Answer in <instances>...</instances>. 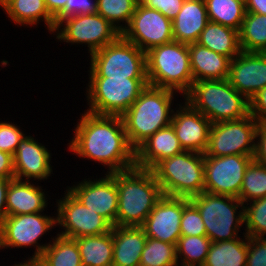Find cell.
<instances>
[{
  "label": "cell",
  "mask_w": 266,
  "mask_h": 266,
  "mask_svg": "<svg viewBox=\"0 0 266 266\" xmlns=\"http://www.w3.org/2000/svg\"><path fill=\"white\" fill-rule=\"evenodd\" d=\"M80 118L68 143L70 153L100 163L106 173L135 167V150L128 142L121 116L84 111Z\"/></svg>",
  "instance_id": "1"
},
{
  "label": "cell",
  "mask_w": 266,
  "mask_h": 266,
  "mask_svg": "<svg viewBox=\"0 0 266 266\" xmlns=\"http://www.w3.org/2000/svg\"><path fill=\"white\" fill-rule=\"evenodd\" d=\"M118 209L116 226H141L163 196L155 174L133 167L116 172Z\"/></svg>",
  "instance_id": "2"
},
{
  "label": "cell",
  "mask_w": 266,
  "mask_h": 266,
  "mask_svg": "<svg viewBox=\"0 0 266 266\" xmlns=\"http://www.w3.org/2000/svg\"><path fill=\"white\" fill-rule=\"evenodd\" d=\"M174 95L178 94L173 90L148 85L121 116L128 142L134 150L156 131L171 124Z\"/></svg>",
  "instance_id": "3"
},
{
  "label": "cell",
  "mask_w": 266,
  "mask_h": 266,
  "mask_svg": "<svg viewBox=\"0 0 266 266\" xmlns=\"http://www.w3.org/2000/svg\"><path fill=\"white\" fill-rule=\"evenodd\" d=\"M183 97L212 124L239 120L249 115V100L228 79L193 82Z\"/></svg>",
  "instance_id": "4"
},
{
  "label": "cell",
  "mask_w": 266,
  "mask_h": 266,
  "mask_svg": "<svg viewBox=\"0 0 266 266\" xmlns=\"http://www.w3.org/2000/svg\"><path fill=\"white\" fill-rule=\"evenodd\" d=\"M147 79L151 86L173 90L181 96L191 88L188 44L172 41L146 52Z\"/></svg>",
  "instance_id": "5"
},
{
  "label": "cell",
  "mask_w": 266,
  "mask_h": 266,
  "mask_svg": "<svg viewBox=\"0 0 266 266\" xmlns=\"http://www.w3.org/2000/svg\"><path fill=\"white\" fill-rule=\"evenodd\" d=\"M163 195L192 198L204 192V153L183 151L153 169Z\"/></svg>",
  "instance_id": "6"
},
{
  "label": "cell",
  "mask_w": 266,
  "mask_h": 266,
  "mask_svg": "<svg viewBox=\"0 0 266 266\" xmlns=\"http://www.w3.org/2000/svg\"><path fill=\"white\" fill-rule=\"evenodd\" d=\"M189 201L198 209L207 237L212 242L242 237L240 233L241 228H244V204L238 197L204 191L189 198Z\"/></svg>",
  "instance_id": "7"
},
{
  "label": "cell",
  "mask_w": 266,
  "mask_h": 266,
  "mask_svg": "<svg viewBox=\"0 0 266 266\" xmlns=\"http://www.w3.org/2000/svg\"><path fill=\"white\" fill-rule=\"evenodd\" d=\"M85 111L96 115L122 116L149 85L147 78L89 77Z\"/></svg>",
  "instance_id": "8"
},
{
  "label": "cell",
  "mask_w": 266,
  "mask_h": 266,
  "mask_svg": "<svg viewBox=\"0 0 266 266\" xmlns=\"http://www.w3.org/2000/svg\"><path fill=\"white\" fill-rule=\"evenodd\" d=\"M89 56V77L147 78L146 53L122 35Z\"/></svg>",
  "instance_id": "9"
},
{
  "label": "cell",
  "mask_w": 266,
  "mask_h": 266,
  "mask_svg": "<svg viewBox=\"0 0 266 266\" xmlns=\"http://www.w3.org/2000/svg\"><path fill=\"white\" fill-rule=\"evenodd\" d=\"M55 226L57 227L56 213L55 216H48L44 212L7 216L0 226V250L33 246L35 251L26 261L34 262L52 241L40 244L39 240Z\"/></svg>",
  "instance_id": "10"
},
{
  "label": "cell",
  "mask_w": 266,
  "mask_h": 266,
  "mask_svg": "<svg viewBox=\"0 0 266 266\" xmlns=\"http://www.w3.org/2000/svg\"><path fill=\"white\" fill-rule=\"evenodd\" d=\"M53 34L58 42L87 46L91 55L114 42L121 32L103 16L95 13L66 17L56 25Z\"/></svg>",
  "instance_id": "11"
},
{
  "label": "cell",
  "mask_w": 266,
  "mask_h": 266,
  "mask_svg": "<svg viewBox=\"0 0 266 266\" xmlns=\"http://www.w3.org/2000/svg\"><path fill=\"white\" fill-rule=\"evenodd\" d=\"M259 122L251 115L230 121L213 123L204 155L221 157L249 155L254 157L256 131Z\"/></svg>",
  "instance_id": "12"
},
{
  "label": "cell",
  "mask_w": 266,
  "mask_h": 266,
  "mask_svg": "<svg viewBox=\"0 0 266 266\" xmlns=\"http://www.w3.org/2000/svg\"><path fill=\"white\" fill-rule=\"evenodd\" d=\"M56 202L57 234L67 238L100 235L111 231L112 225L100 214L84 206L67 188Z\"/></svg>",
  "instance_id": "13"
},
{
  "label": "cell",
  "mask_w": 266,
  "mask_h": 266,
  "mask_svg": "<svg viewBox=\"0 0 266 266\" xmlns=\"http://www.w3.org/2000/svg\"><path fill=\"white\" fill-rule=\"evenodd\" d=\"M252 160L249 155H204V191L239 198L246 168Z\"/></svg>",
  "instance_id": "14"
},
{
  "label": "cell",
  "mask_w": 266,
  "mask_h": 266,
  "mask_svg": "<svg viewBox=\"0 0 266 266\" xmlns=\"http://www.w3.org/2000/svg\"><path fill=\"white\" fill-rule=\"evenodd\" d=\"M121 35L145 53L153 47L174 40L172 20L158 10L147 8L140 3Z\"/></svg>",
  "instance_id": "15"
},
{
  "label": "cell",
  "mask_w": 266,
  "mask_h": 266,
  "mask_svg": "<svg viewBox=\"0 0 266 266\" xmlns=\"http://www.w3.org/2000/svg\"><path fill=\"white\" fill-rule=\"evenodd\" d=\"M67 189L88 209L100 214L112 226L116 225L118 190L116 172L105 173L101 178H85Z\"/></svg>",
  "instance_id": "16"
},
{
  "label": "cell",
  "mask_w": 266,
  "mask_h": 266,
  "mask_svg": "<svg viewBox=\"0 0 266 266\" xmlns=\"http://www.w3.org/2000/svg\"><path fill=\"white\" fill-rule=\"evenodd\" d=\"M189 202V198L163 195L141 225L146 236L176 245L183 208Z\"/></svg>",
  "instance_id": "17"
},
{
  "label": "cell",
  "mask_w": 266,
  "mask_h": 266,
  "mask_svg": "<svg viewBox=\"0 0 266 266\" xmlns=\"http://www.w3.org/2000/svg\"><path fill=\"white\" fill-rule=\"evenodd\" d=\"M174 109L171 125L183 150L204 153L208 145L211 121L185 100L180 105L177 103Z\"/></svg>",
  "instance_id": "18"
},
{
  "label": "cell",
  "mask_w": 266,
  "mask_h": 266,
  "mask_svg": "<svg viewBox=\"0 0 266 266\" xmlns=\"http://www.w3.org/2000/svg\"><path fill=\"white\" fill-rule=\"evenodd\" d=\"M50 152L45 145L25 133L13 155L15 179L33 182L50 179L53 173Z\"/></svg>",
  "instance_id": "19"
},
{
  "label": "cell",
  "mask_w": 266,
  "mask_h": 266,
  "mask_svg": "<svg viewBox=\"0 0 266 266\" xmlns=\"http://www.w3.org/2000/svg\"><path fill=\"white\" fill-rule=\"evenodd\" d=\"M228 80L249 100L266 87V53L241 51L230 62Z\"/></svg>",
  "instance_id": "20"
},
{
  "label": "cell",
  "mask_w": 266,
  "mask_h": 266,
  "mask_svg": "<svg viewBox=\"0 0 266 266\" xmlns=\"http://www.w3.org/2000/svg\"><path fill=\"white\" fill-rule=\"evenodd\" d=\"M183 151L170 124L156 131L135 150V167L152 170L163 159Z\"/></svg>",
  "instance_id": "21"
},
{
  "label": "cell",
  "mask_w": 266,
  "mask_h": 266,
  "mask_svg": "<svg viewBox=\"0 0 266 266\" xmlns=\"http://www.w3.org/2000/svg\"><path fill=\"white\" fill-rule=\"evenodd\" d=\"M39 183L13 179L7 190V216L44 212L48 206L45 190ZM44 190V191H43Z\"/></svg>",
  "instance_id": "22"
},
{
  "label": "cell",
  "mask_w": 266,
  "mask_h": 266,
  "mask_svg": "<svg viewBox=\"0 0 266 266\" xmlns=\"http://www.w3.org/2000/svg\"><path fill=\"white\" fill-rule=\"evenodd\" d=\"M113 265L140 266L147 236L141 226H112Z\"/></svg>",
  "instance_id": "23"
},
{
  "label": "cell",
  "mask_w": 266,
  "mask_h": 266,
  "mask_svg": "<svg viewBox=\"0 0 266 266\" xmlns=\"http://www.w3.org/2000/svg\"><path fill=\"white\" fill-rule=\"evenodd\" d=\"M208 22L205 0H184L181 10L172 20L174 41L196 43Z\"/></svg>",
  "instance_id": "24"
},
{
  "label": "cell",
  "mask_w": 266,
  "mask_h": 266,
  "mask_svg": "<svg viewBox=\"0 0 266 266\" xmlns=\"http://www.w3.org/2000/svg\"><path fill=\"white\" fill-rule=\"evenodd\" d=\"M188 49L194 82L228 79L231 62L229 57L218 54L197 42L188 44Z\"/></svg>",
  "instance_id": "25"
},
{
  "label": "cell",
  "mask_w": 266,
  "mask_h": 266,
  "mask_svg": "<svg viewBox=\"0 0 266 266\" xmlns=\"http://www.w3.org/2000/svg\"><path fill=\"white\" fill-rule=\"evenodd\" d=\"M0 7L12 23L19 27H38L44 21L51 35L55 31V18L49 13L45 0H0Z\"/></svg>",
  "instance_id": "26"
},
{
  "label": "cell",
  "mask_w": 266,
  "mask_h": 266,
  "mask_svg": "<svg viewBox=\"0 0 266 266\" xmlns=\"http://www.w3.org/2000/svg\"><path fill=\"white\" fill-rule=\"evenodd\" d=\"M197 43L231 60L242 51L238 30L211 21L201 32Z\"/></svg>",
  "instance_id": "27"
},
{
  "label": "cell",
  "mask_w": 266,
  "mask_h": 266,
  "mask_svg": "<svg viewBox=\"0 0 266 266\" xmlns=\"http://www.w3.org/2000/svg\"><path fill=\"white\" fill-rule=\"evenodd\" d=\"M82 266H112V229L107 233L75 238Z\"/></svg>",
  "instance_id": "28"
},
{
  "label": "cell",
  "mask_w": 266,
  "mask_h": 266,
  "mask_svg": "<svg viewBox=\"0 0 266 266\" xmlns=\"http://www.w3.org/2000/svg\"><path fill=\"white\" fill-rule=\"evenodd\" d=\"M243 239L212 242L202 266H246L248 236L243 231Z\"/></svg>",
  "instance_id": "29"
},
{
  "label": "cell",
  "mask_w": 266,
  "mask_h": 266,
  "mask_svg": "<svg viewBox=\"0 0 266 266\" xmlns=\"http://www.w3.org/2000/svg\"><path fill=\"white\" fill-rule=\"evenodd\" d=\"M36 260L41 266H82L75 239L56 235Z\"/></svg>",
  "instance_id": "30"
},
{
  "label": "cell",
  "mask_w": 266,
  "mask_h": 266,
  "mask_svg": "<svg viewBox=\"0 0 266 266\" xmlns=\"http://www.w3.org/2000/svg\"><path fill=\"white\" fill-rule=\"evenodd\" d=\"M239 42L244 52L266 53V15L246 12L239 30Z\"/></svg>",
  "instance_id": "31"
},
{
  "label": "cell",
  "mask_w": 266,
  "mask_h": 266,
  "mask_svg": "<svg viewBox=\"0 0 266 266\" xmlns=\"http://www.w3.org/2000/svg\"><path fill=\"white\" fill-rule=\"evenodd\" d=\"M211 22L240 30L245 17V0H205Z\"/></svg>",
  "instance_id": "32"
},
{
  "label": "cell",
  "mask_w": 266,
  "mask_h": 266,
  "mask_svg": "<svg viewBox=\"0 0 266 266\" xmlns=\"http://www.w3.org/2000/svg\"><path fill=\"white\" fill-rule=\"evenodd\" d=\"M212 241L207 236H181L176 244L179 265L202 266Z\"/></svg>",
  "instance_id": "33"
},
{
  "label": "cell",
  "mask_w": 266,
  "mask_h": 266,
  "mask_svg": "<svg viewBox=\"0 0 266 266\" xmlns=\"http://www.w3.org/2000/svg\"><path fill=\"white\" fill-rule=\"evenodd\" d=\"M138 3L139 0H97V13L122 33L129 25Z\"/></svg>",
  "instance_id": "34"
},
{
  "label": "cell",
  "mask_w": 266,
  "mask_h": 266,
  "mask_svg": "<svg viewBox=\"0 0 266 266\" xmlns=\"http://www.w3.org/2000/svg\"><path fill=\"white\" fill-rule=\"evenodd\" d=\"M266 197V167L254 159L246 168L239 199L243 204Z\"/></svg>",
  "instance_id": "35"
},
{
  "label": "cell",
  "mask_w": 266,
  "mask_h": 266,
  "mask_svg": "<svg viewBox=\"0 0 266 266\" xmlns=\"http://www.w3.org/2000/svg\"><path fill=\"white\" fill-rule=\"evenodd\" d=\"M140 266H179L176 245L147 237Z\"/></svg>",
  "instance_id": "36"
},
{
  "label": "cell",
  "mask_w": 266,
  "mask_h": 266,
  "mask_svg": "<svg viewBox=\"0 0 266 266\" xmlns=\"http://www.w3.org/2000/svg\"><path fill=\"white\" fill-rule=\"evenodd\" d=\"M244 225L248 237L266 238V197L244 204Z\"/></svg>",
  "instance_id": "37"
},
{
  "label": "cell",
  "mask_w": 266,
  "mask_h": 266,
  "mask_svg": "<svg viewBox=\"0 0 266 266\" xmlns=\"http://www.w3.org/2000/svg\"><path fill=\"white\" fill-rule=\"evenodd\" d=\"M180 230L181 236H207L202 217L191 202L183 208Z\"/></svg>",
  "instance_id": "38"
},
{
  "label": "cell",
  "mask_w": 266,
  "mask_h": 266,
  "mask_svg": "<svg viewBox=\"0 0 266 266\" xmlns=\"http://www.w3.org/2000/svg\"><path fill=\"white\" fill-rule=\"evenodd\" d=\"M24 132L17 124L0 121V150L14 155Z\"/></svg>",
  "instance_id": "39"
},
{
  "label": "cell",
  "mask_w": 266,
  "mask_h": 266,
  "mask_svg": "<svg viewBox=\"0 0 266 266\" xmlns=\"http://www.w3.org/2000/svg\"><path fill=\"white\" fill-rule=\"evenodd\" d=\"M95 13H97V0H67L65 8L55 17V28L66 17Z\"/></svg>",
  "instance_id": "40"
},
{
  "label": "cell",
  "mask_w": 266,
  "mask_h": 266,
  "mask_svg": "<svg viewBox=\"0 0 266 266\" xmlns=\"http://www.w3.org/2000/svg\"><path fill=\"white\" fill-rule=\"evenodd\" d=\"M246 266H266V238L248 237Z\"/></svg>",
  "instance_id": "41"
},
{
  "label": "cell",
  "mask_w": 266,
  "mask_h": 266,
  "mask_svg": "<svg viewBox=\"0 0 266 266\" xmlns=\"http://www.w3.org/2000/svg\"><path fill=\"white\" fill-rule=\"evenodd\" d=\"M184 0H139L147 8L158 10L166 18L173 20L181 10Z\"/></svg>",
  "instance_id": "42"
},
{
  "label": "cell",
  "mask_w": 266,
  "mask_h": 266,
  "mask_svg": "<svg viewBox=\"0 0 266 266\" xmlns=\"http://www.w3.org/2000/svg\"><path fill=\"white\" fill-rule=\"evenodd\" d=\"M249 114L259 123L266 124V87L249 99Z\"/></svg>",
  "instance_id": "43"
},
{
  "label": "cell",
  "mask_w": 266,
  "mask_h": 266,
  "mask_svg": "<svg viewBox=\"0 0 266 266\" xmlns=\"http://www.w3.org/2000/svg\"><path fill=\"white\" fill-rule=\"evenodd\" d=\"M253 159L266 167V124L260 123L257 128Z\"/></svg>",
  "instance_id": "44"
},
{
  "label": "cell",
  "mask_w": 266,
  "mask_h": 266,
  "mask_svg": "<svg viewBox=\"0 0 266 266\" xmlns=\"http://www.w3.org/2000/svg\"><path fill=\"white\" fill-rule=\"evenodd\" d=\"M15 178L13 155L0 150V179Z\"/></svg>",
  "instance_id": "45"
},
{
  "label": "cell",
  "mask_w": 266,
  "mask_h": 266,
  "mask_svg": "<svg viewBox=\"0 0 266 266\" xmlns=\"http://www.w3.org/2000/svg\"><path fill=\"white\" fill-rule=\"evenodd\" d=\"M15 178L0 179V226L7 217L6 196L10 182Z\"/></svg>",
  "instance_id": "46"
},
{
  "label": "cell",
  "mask_w": 266,
  "mask_h": 266,
  "mask_svg": "<svg viewBox=\"0 0 266 266\" xmlns=\"http://www.w3.org/2000/svg\"><path fill=\"white\" fill-rule=\"evenodd\" d=\"M246 12L266 15V0H245Z\"/></svg>",
  "instance_id": "47"
},
{
  "label": "cell",
  "mask_w": 266,
  "mask_h": 266,
  "mask_svg": "<svg viewBox=\"0 0 266 266\" xmlns=\"http://www.w3.org/2000/svg\"><path fill=\"white\" fill-rule=\"evenodd\" d=\"M67 0H45L49 13L55 18L66 5Z\"/></svg>",
  "instance_id": "48"
},
{
  "label": "cell",
  "mask_w": 266,
  "mask_h": 266,
  "mask_svg": "<svg viewBox=\"0 0 266 266\" xmlns=\"http://www.w3.org/2000/svg\"><path fill=\"white\" fill-rule=\"evenodd\" d=\"M12 266H31V263L24 260L21 263L18 262V263L13 264Z\"/></svg>",
  "instance_id": "49"
},
{
  "label": "cell",
  "mask_w": 266,
  "mask_h": 266,
  "mask_svg": "<svg viewBox=\"0 0 266 266\" xmlns=\"http://www.w3.org/2000/svg\"><path fill=\"white\" fill-rule=\"evenodd\" d=\"M31 266H41L37 261L31 262Z\"/></svg>",
  "instance_id": "50"
}]
</instances>
